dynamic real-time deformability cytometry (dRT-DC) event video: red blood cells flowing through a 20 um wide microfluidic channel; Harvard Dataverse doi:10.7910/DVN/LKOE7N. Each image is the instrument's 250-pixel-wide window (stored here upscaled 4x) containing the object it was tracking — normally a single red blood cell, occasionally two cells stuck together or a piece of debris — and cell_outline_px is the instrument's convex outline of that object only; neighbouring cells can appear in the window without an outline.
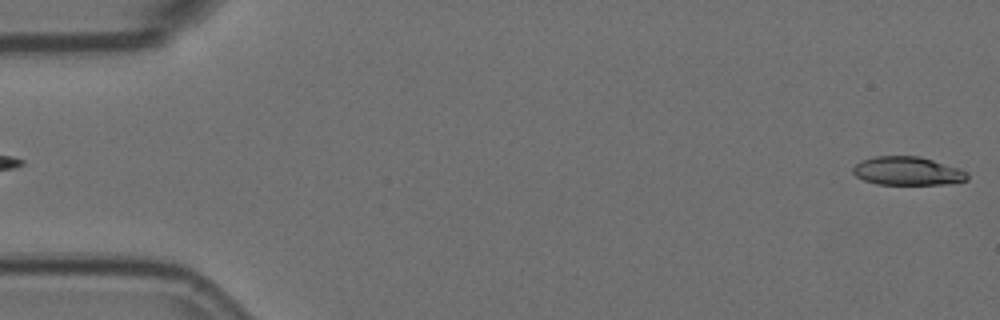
{"species": "Egyptian fruit bat (a non-hibernating species)", "species_latin": "Rousettus aegyptiacus", "temperature_condition": "room temperature", "stored_images_in_passage": 5, "camera_frame_rate_fps": 3000, "um_per_image_px": 0.085, "animal": {"sex": "female"}, "frame": {"image": 1, "passage_image": 5, "time_ms": 1.333, "image_size_px": [1000, 320], "cell_outline_px": [[968, 180], [948, 184], [876, 184], [864, 180], [856, 176], [852, 172], [852, 168], [860, 160], [876, 156], [920, 156], [960, 168], [968, 172]], "centroid_in_image_um": [77.15, 14.53], "position_along_channel_um": 7.9, "area_um2": 19.13}}